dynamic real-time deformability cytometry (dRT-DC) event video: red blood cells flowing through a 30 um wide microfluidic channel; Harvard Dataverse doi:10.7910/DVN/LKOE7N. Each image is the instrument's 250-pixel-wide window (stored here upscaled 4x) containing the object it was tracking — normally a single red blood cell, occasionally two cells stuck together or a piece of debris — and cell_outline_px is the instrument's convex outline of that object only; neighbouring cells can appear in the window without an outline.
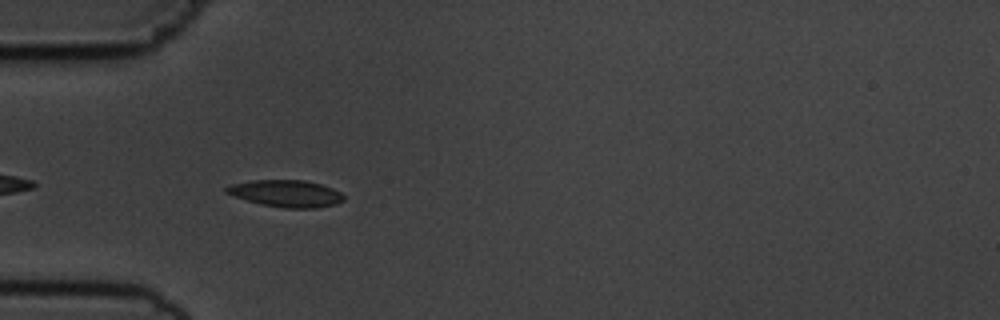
{"species": "common noctule bat (a hibernating species)", "species_latin": "Nyctalus noctula", "temperature_condition": "cold", "stored_images_in_passage": 41, "camera_frame_rate_fps": 3000, "um_per_image_px": 0.085, "animal": {"sex": "male", "body_mass_g": 19.5, "forearm_length_mm": 54.6}, "frame": {"image": 1, "passage_image": 3, "time_ms": 0.667, "image_size_px": [1000, 320], "cell_outline_px": [[344, 200], [336, 204], [316, 208], [284, 208], [260, 204], [232, 196], [224, 192], [224, 188], [232, 184], [252, 180], [304, 180], [320, 184], [332, 188], [340, 192], [344, 196]], "centroid_in_image_um": [24.29, 16.45], "position_along_channel_um": 60.7, "area_um2": 18.5}}
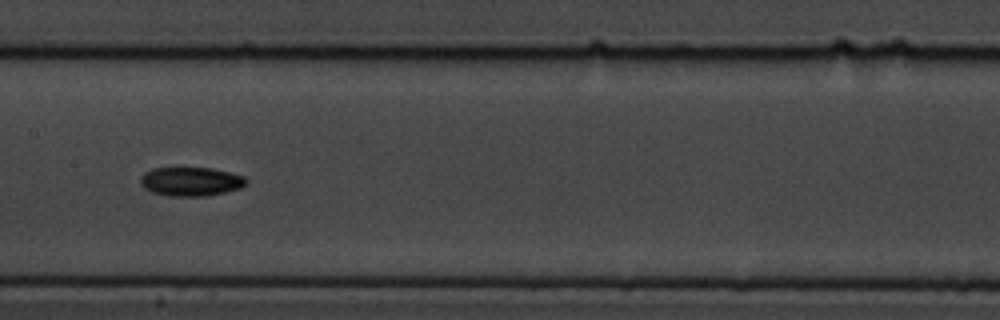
{"frame": {"image": 2, "passage_image": 14, "time_ms": 4.333, "image_size_px": [1000, 320], "cell_outline_px": [[248, 180], [240, 188], [224, 192], [204, 196], [168, 196], [152, 192], [144, 188], [140, 184], [140, 176], [144, 172], [152, 168], [212, 168], [244, 176]], "centroid_in_image_um": [16.18, 15.42], "position_along_channel_um": 191.2, "area_um2": 17.8}}
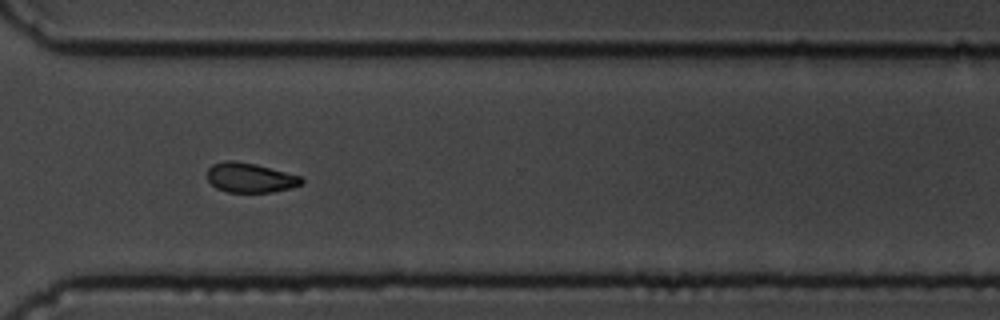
{"frame": {"image": 3, "passage_image": 27, "time_ms": 8.667, "image_size_px": [1000, 320], "cell_outline_px": [[304, 184], [292, 188], [272, 192], [228, 192], [216, 188], [208, 180], [208, 168], [212, 164], [224, 160], [236, 160], [256, 164], [300, 176], [304, 180]], "centroid_in_image_um": [21.27, 15.1], "position_along_channel_um": 349.3, "area_um2": 16.42}, "authors_computed_cell_mechanics": {"area_um2": 16.7042, "velocity_mm_per_s": 3.6548, "shape_relaxation_time_tau1_ms": 2.1598, "shape_relaxation_time_tau2_ms": null, "deformation_change_tau1": 0.0905, "deformation_change_tau2": null}}